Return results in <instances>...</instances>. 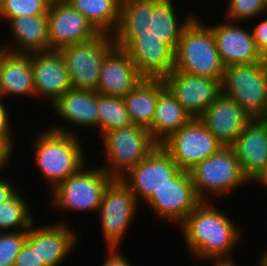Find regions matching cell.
Instances as JSON below:
<instances>
[{"label": "cell", "mask_w": 267, "mask_h": 266, "mask_svg": "<svg viewBox=\"0 0 267 266\" xmlns=\"http://www.w3.org/2000/svg\"><path fill=\"white\" fill-rule=\"evenodd\" d=\"M173 0H121L114 44L124 49L143 78L164 79L174 70L183 28L195 16L178 20Z\"/></svg>", "instance_id": "cell-1"}, {"label": "cell", "mask_w": 267, "mask_h": 266, "mask_svg": "<svg viewBox=\"0 0 267 266\" xmlns=\"http://www.w3.org/2000/svg\"><path fill=\"white\" fill-rule=\"evenodd\" d=\"M211 201H202L179 225L189 253L199 262L233 263L242 230Z\"/></svg>", "instance_id": "cell-2"}, {"label": "cell", "mask_w": 267, "mask_h": 266, "mask_svg": "<svg viewBox=\"0 0 267 266\" xmlns=\"http://www.w3.org/2000/svg\"><path fill=\"white\" fill-rule=\"evenodd\" d=\"M66 127L51 126L34 142L35 165L44 181L49 182L50 190L88 164L78 133Z\"/></svg>", "instance_id": "cell-3"}, {"label": "cell", "mask_w": 267, "mask_h": 266, "mask_svg": "<svg viewBox=\"0 0 267 266\" xmlns=\"http://www.w3.org/2000/svg\"><path fill=\"white\" fill-rule=\"evenodd\" d=\"M174 70L222 79L225 66L221 61L214 34L197 16L182 30L175 50Z\"/></svg>", "instance_id": "cell-4"}, {"label": "cell", "mask_w": 267, "mask_h": 266, "mask_svg": "<svg viewBox=\"0 0 267 266\" xmlns=\"http://www.w3.org/2000/svg\"><path fill=\"white\" fill-rule=\"evenodd\" d=\"M189 173L202 201H209V195L225 196L249 184L231 146H223L215 154L197 163Z\"/></svg>", "instance_id": "cell-5"}, {"label": "cell", "mask_w": 267, "mask_h": 266, "mask_svg": "<svg viewBox=\"0 0 267 266\" xmlns=\"http://www.w3.org/2000/svg\"><path fill=\"white\" fill-rule=\"evenodd\" d=\"M83 165L76 173L51 190V205L58 210L98 211L108 184L114 179L100 166Z\"/></svg>", "instance_id": "cell-6"}, {"label": "cell", "mask_w": 267, "mask_h": 266, "mask_svg": "<svg viewBox=\"0 0 267 266\" xmlns=\"http://www.w3.org/2000/svg\"><path fill=\"white\" fill-rule=\"evenodd\" d=\"M101 138L108 161L101 167L113 178H121L158 145L147 128L134 124L104 133Z\"/></svg>", "instance_id": "cell-7"}, {"label": "cell", "mask_w": 267, "mask_h": 266, "mask_svg": "<svg viewBox=\"0 0 267 266\" xmlns=\"http://www.w3.org/2000/svg\"><path fill=\"white\" fill-rule=\"evenodd\" d=\"M221 94L234 100L253 119L262 118L267 103V71L260 62L227 66Z\"/></svg>", "instance_id": "cell-8"}, {"label": "cell", "mask_w": 267, "mask_h": 266, "mask_svg": "<svg viewBox=\"0 0 267 266\" xmlns=\"http://www.w3.org/2000/svg\"><path fill=\"white\" fill-rule=\"evenodd\" d=\"M114 46V34L98 33L89 41L58 50L66 64L73 89L97 92L103 59Z\"/></svg>", "instance_id": "cell-9"}, {"label": "cell", "mask_w": 267, "mask_h": 266, "mask_svg": "<svg viewBox=\"0 0 267 266\" xmlns=\"http://www.w3.org/2000/svg\"><path fill=\"white\" fill-rule=\"evenodd\" d=\"M138 204L135 195L120 178H114L108 184L98 209L107 249L120 248V243L135 218Z\"/></svg>", "instance_id": "cell-10"}, {"label": "cell", "mask_w": 267, "mask_h": 266, "mask_svg": "<svg viewBox=\"0 0 267 266\" xmlns=\"http://www.w3.org/2000/svg\"><path fill=\"white\" fill-rule=\"evenodd\" d=\"M160 146L179 168L185 171H189L197 163L223 147L199 118H192L178 131L172 133Z\"/></svg>", "instance_id": "cell-11"}, {"label": "cell", "mask_w": 267, "mask_h": 266, "mask_svg": "<svg viewBox=\"0 0 267 266\" xmlns=\"http://www.w3.org/2000/svg\"><path fill=\"white\" fill-rule=\"evenodd\" d=\"M201 202L189 171L180 169L145 204L161 220L175 222L179 226Z\"/></svg>", "instance_id": "cell-12"}, {"label": "cell", "mask_w": 267, "mask_h": 266, "mask_svg": "<svg viewBox=\"0 0 267 266\" xmlns=\"http://www.w3.org/2000/svg\"><path fill=\"white\" fill-rule=\"evenodd\" d=\"M179 170L170 155L157 145L146 158L120 179L129 187L138 202L141 199L146 203L156 191L169 183L170 178Z\"/></svg>", "instance_id": "cell-13"}, {"label": "cell", "mask_w": 267, "mask_h": 266, "mask_svg": "<svg viewBox=\"0 0 267 266\" xmlns=\"http://www.w3.org/2000/svg\"><path fill=\"white\" fill-rule=\"evenodd\" d=\"M163 80L191 118H199L221 94V79L217 78L173 70Z\"/></svg>", "instance_id": "cell-14"}, {"label": "cell", "mask_w": 267, "mask_h": 266, "mask_svg": "<svg viewBox=\"0 0 267 266\" xmlns=\"http://www.w3.org/2000/svg\"><path fill=\"white\" fill-rule=\"evenodd\" d=\"M48 37L50 50L80 44L93 39L98 32L68 1L60 0L49 5Z\"/></svg>", "instance_id": "cell-15"}, {"label": "cell", "mask_w": 267, "mask_h": 266, "mask_svg": "<svg viewBox=\"0 0 267 266\" xmlns=\"http://www.w3.org/2000/svg\"><path fill=\"white\" fill-rule=\"evenodd\" d=\"M78 232L63 221L35 226L27 230L26 243L35 248L39 261L46 266H60L78 245ZM77 244V245H76Z\"/></svg>", "instance_id": "cell-16"}, {"label": "cell", "mask_w": 267, "mask_h": 266, "mask_svg": "<svg viewBox=\"0 0 267 266\" xmlns=\"http://www.w3.org/2000/svg\"><path fill=\"white\" fill-rule=\"evenodd\" d=\"M253 118L234 100L220 94L199 120L223 146H231Z\"/></svg>", "instance_id": "cell-17"}, {"label": "cell", "mask_w": 267, "mask_h": 266, "mask_svg": "<svg viewBox=\"0 0 267 266\" xmlns=\"http://www.w3.org/2000/svg\"><path fill=\"white\" fill-rule=\"evenodd\" d=\"M234 21H225L209 26L214 34L217 49L225 67L230 65L259 63L258 51L252 31ZM247 29V30H246Z\"/></svg>", "instance_id": "cell-18"}, {"label": "cell", "mask_w": 267, "mask_h": 266, "mask_svg": "<svg viewBox=\"0 0 267 266\" xmlns=\"http://www.w3.org/2000/svg\"><path fill=\"white\" fill-rule=\"evenodd\" d=\"M31 65L36 97L48 98L52 105L72 88L66 64L59 51L31 53Z\"/></svg>", "instance_id": "cell-19"}, {"label": "cell", "mask_w": 267, "mask_h": 266, "mask_svg": "<svg viewBox=\"0 0 267 266\" xmlns=\"http://www.w3.org/2000/svg\"><path fill=\"white\" fill-rule=\"evenodd\" d=\"M243 175L254 182L267 167V121L252 119L231 145Z\"/></svg>", "instance_id": "cell-20"}, {"label": "cell", "mask_w": 267, "mask_h": 266, "mask_svg": "<svg viewBox=\"0 0 267 266\" xmlns=\"http://www.w3.org/2000/svg\"><path fill=\"white\" fill-rule=\"evenodd\" d=\"M142 79L128 53L114 46L103 59L97 92L102 95L124 97Z\"/></svg>", "instance_id": "cell-21"}, {"label": "cell", "mask_w": 267, "mask_h": 266, "mask_svg": "<svg viewBox=\"0 0 267 266\" xmlns=\"http://www.w3.org/2000/svg\"><path fill=\"white\" fill-rule=\"evenodd\" d=\"M0 92L3 100L8 95L35 97L31 53L0 48Z\"/></svg>", "instance_id": "cell-22"}, {"label": "cell", "mask_w": 267, "mask_h": 266, "mask_svg": "<svg viewBox=\"0 0 267 266\" xmlns=\"http://www.w3.org/2000/svg\"><path fill=\"white\" fill-rule=\"evenodd\" d=\"M50 106L69 125L99 129L98 92L71 88Z\"/></svg>", "instance_id": "cell-23"}, {"label": "cell", "mask_w": 267, "mask_h": 266, "mask_svg": "<svg viewBox=\"0 0 267 266\" xmlns=\"http://www.w3.org/2000/svg\"><path fill=\"white\" fill-rule=\"evenodd\" d=\"M8 24L13 43L0 48L29 54L50 51L47 15L18 16L11 18Z\"/></svg>", "instance_id": "cell-24"}, {"label": "cell", "mask_w": 267, "mask_h": 266, "mask_svg": "<svg viewBox=\"0 0 267 266\" xmlns=\"http://www.w3.org/2000/svg\"><path fill=\"white\" fill-rule=\"evenodd\" d=\"M191 119L175 96L165 87L158 97L153 120L148 130L151 138L160 145Z\"/></svg>", "instance_id": "cell-25"}, {"label": "cell", "mask_w": 267, "mask_h": 266, "mask_svg": "<svg viewBox=\"0 0 267 266\" xmlns=\"http://www.w3.org/2000/svg\"><path fill=\"white\" fill-rule=\"evenodd\" d=\"M166 87L163 79L143 78L123 100L134 125L151 126L160 92Z\"/></svg>", "instance_id": "cell-26"}, {"label": "cell", "mask_w": 267, "mask_h": 266, "mask_svg": "<svg viewBox=\"0 0 267 266\" xmlns=\"http://www.w3.org/2000/svg\"><path fill=\"white\" fill-rule=\"evenodd\" d=\"M98 33L114 34L119 24L121 0H66Z\"/></svg>", "instance_id": "cell-27"}, {"label": "cell", "mask_w": 267, "mask_h": 266, "mask_svg": "<svg viewBox=\"0 0 267 266\" xmlns=\"http://www.w3.org/2000/svg\"><path fill=\"white\" fill-rule=\"evenodd\" d=\"M31 205L17 191L9 200L0 204V233L27 231L35 222L31 214Z\"/></svg>", "instance_id": "cell-28"}, {"label": "cell", "mask_w": 267, "mask_h": 266, "mask_svg": "<svg viewBox=\"0 0 267 266\" xmlns=\"http://www.w3.org/2000/svg\"><path fill=\"white\" fill-rule=\"evenodd\" d=\"M99 132H110L115 129L133 125L126 110L123 97L108 96L98 93Z\"/></svg>", "instance_id": "cell-29"}, {"label": "cell", "mask_w": 267, "mask_h": 266, "mask_svg": "<svg viewBox=\"0 0 267 266\" xmlns=\"http://www.w3.org/2000/svg\"><path fill=\"white\" fill-rule=\"evenodd\" d=\"M45 0H0V20L9 21L18 16L47 15Z\"/></svg>", "instance_id": "cell-30"}, {"label": "cell", "mask_w": 267, "mask_h": 266, "mask_svg": "<svg viewBox=\"0 0 267 266\" xmlns=\"http://www.w3.org/2000/svg\"><path fill=\"white\" fill-rule=\"evenodd\" d=\"M226 20L240 23L266 14L267 0H227Z\"/></svg>", "instance_id": "cell-31"}, {"label": "cell", "mask_w": 267, "mask_h": 266, "mask_svg": "<svg viewBox=\"0 0 267 266\" xmlns=\"http://www.w3.org/2000/svg\"><path fill=\"white\" fill-rule=\"evenodd\" d=\"M26 237L27 231L0 233V266H13Z\"/></svg>", "instance_id": "cell-32"}, {"label": "cell", "mask_w": 267, "mask_h": 266, "mask_svg": "<svg viewBox=\"0 0 267 266\" xmlns=\"http://www.w3.org/2000/svg\"><path fill=\"white\" fill-rule=\"evenodd\" d=\"M13 266H46L39 261L35 248H31L26 242L22 245L20 252L14 260Z\"/></svg>", "instance_id": "cell-33"}, {"label": "cell", "mask_w": 267, "mask_h": 266, "mask_svg": "<svg viewBox=\"0 0 267 266\" xmlns=\"http://www.w3.org/2000/svg\"><path fill=\"white\" fill-rule=\"evenodd\" d=\"M263 16L266 18L259 21L260 23L256 24L252 29V35L260 53L267 49V13Z\"/></svg>", "instance_id": "cell-34"}, {"label": "cell", "mask_w": 267, "mask_h": 266, "mask_svg": "<svg viewBox=\"0 0 267 266\" xmlns=\"http://www.w3.org/2000/svg\"><path fill=\"white\" fill-rule=\"evenodd\" d=\"M8 109L4 104V100L0 101V136L5 137L12 145L14 136L12 127L10 126L11 119L9 118ZM10 120V121H9ZM12 131V133H11Z\"/></svg>", "instance_id": "cell-35"}, {"label": "cell", "mask_w": 267, "mask_h": 266, "mask_svg": "<svg viewBox=\"0 0 267 266\" xmlns=\"http://www.w3.org/2000/svg\"><path fill=\"white\" fill-rule=\"evenodd\" d=\"M119 248H108L109 254L102 266H132L127 257H124Z\"/></svg>", "instance_id": "cell-36"}, {"label": "cell", "mask_w": 267, "mask_h": 266, "mask_svg": "<svg viewBox=\"0 0 267 266\" xmlns=\"http://www.w3.org/2000/svg\"><path fill=\"white\" fill-rule=\"evenodd\" d=\"M14 146L3 136H0V170L7 166V162L12 158Z\"/></svg>", "instance_id": "cell-37"}, {"label": "cell", "mask_w": 267, "mask_h": 266, "mask_svg": "<svg viewBox=\"0 0 267 266\" xmlns=\"http://www.w3.org/2000/svg\"><path fill=\"white\" fill-rule=\"evenodd\" d=\"M8 179L0 176V204L9 200L18 190Z\"/></svg>", "instance_id": "cell-38"}, {"label": "cell", "mask_w": 267, "mask_h": 266, "mask_svg": "<svg viewBox=\"0 0 267 266\" xmlns=\"http://www.w3.org/2000/svg\"><path fill=\"white\" fill-rule=\"evenodd\" d=\"M257 184L260 183L262 186L265 185V188H267V167L265 171L256 179L255 181Z\"/></svg>", "instance_id": "cell-39"}, {"label": "cell", "mask_w": 267, "mask_h": 266, "mask_svg": "<svg viewBox=\"0 0 267 266\" xmlns=\"http://www.w3.org/2000/svg\"><path fill=\"white\" fill-rule=\"evenodd\" d=\"M260 63L262 67L267 71V49L261 53Z\"/></svg>", "instance_id": "cell-40"}, {"label": "cell", "mask_w": 267, "mask_h": 266, "mask_svg": "<svg viewBox=\"0 0 267 266\" xmlns=\"http://www.w3.org/2000/svg\"><path fill=\"white\" fill-rule=\"evenodd\" d=\"M261 255L258 266H267V250Z\"/></svg>", "instance_id": "cell-41"}, {"label": "cell", "mask_w": 267, "mask_h": 266, "mask_svg": "<svg viewBox=\"0 0 267 266\" xmlns=\"http://www.w3.org/2000/svg\"><path fill=\"white\" fill-rule=\"evenodd\" d=\"M237 264L235 262L233 263H213L211 266H236Z\"/></svg>", "instance_id": "cell-42"}, {"label": "cell", "mask_w": 267, "mask_h": 266, "mask_svg": "<svg viewBox=\"0 0 267 266\" xmlns=\"http://www.w3.org/2000/svg\"><path fill=\"white\" fill-rule=\"evenodd\" d=\"M49 5H53L55 2L60 0H45Z\"/></svg>", "instance_id": "cell-43"}, {"label": "cell", "mask_w": 267, "mask_h": 266, "mask_svg": "<svg viewBox=\"0 0 267 266\" xmlns=\"http://www.w3.org/2000/svg\"><path fill=\"white\" fill-rule=\"evenodd\" d=\"M261 119L267 121V103H266V107H265V115Z\"/></svg>", "instance_id": "cell-44"}, {"label": "cell", "mask_w": 267, "mask_h": 266, "mask_svg": "<svg viewBox=\"0 0 267 266\" xmlns=\"http://www.w3.org/2000/svg\"><path fill=\"white\" fill-rule=\"evenodd\" d=\"M151 1H156V2H160V1H164V0H151Z\"/></svg>", "instance_id": "cell-45"}, {"label": "cell", "mask_w": 267, "mask_h": 266, "mask_svg": "<svg viewBox=\"0 0 267 266\" xmlns=\"http://www.w3.org/2000/svg\"><path fill=\"white\" fill-rule=\"evenodd\" d=\"M1 100H3V98H2V95H1V92H0V101H1Z\"/></svg>", "instance_id": "cell-46"}]
</instances>
